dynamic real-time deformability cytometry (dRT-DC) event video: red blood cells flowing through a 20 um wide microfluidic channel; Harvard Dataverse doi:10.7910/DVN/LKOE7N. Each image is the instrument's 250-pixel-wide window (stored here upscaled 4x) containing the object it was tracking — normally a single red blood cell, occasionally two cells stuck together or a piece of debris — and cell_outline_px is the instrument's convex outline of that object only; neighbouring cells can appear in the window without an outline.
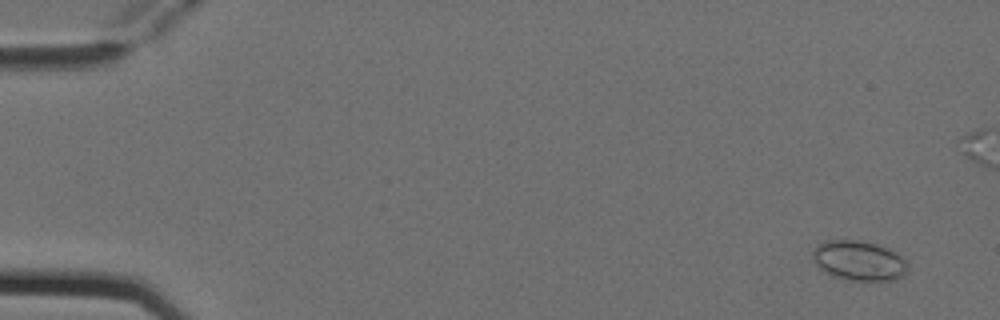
{"species": "Egyptian fruit bat (a non-hibernating species)", "species_latin": "Rousettus aegyptiacus", "temperature_condition": "cold", "stored_images_in_passage": 9, "camera_frame_rate_fps": 3000, "um_per_image_px": 0.085, "animal": {"sex": "female"}, "frame": {"image": 1, "passage_image": 1, "time_ms": 0.0, "image_size_px": [1000, 320], "cell_outline_px": [[908, 264], [904, 272], [896, 280], [852, 280], [832, 276], [824, 272], [816, 264], [812, 256], [812, 252], [824, 240], [860, 240], [876, 244], [888, 248], [896, 252]], "centroid_in_image_um": [72.98, 22.14], "position_along_channel_um": 12.0, "area_um2": 21.85}}
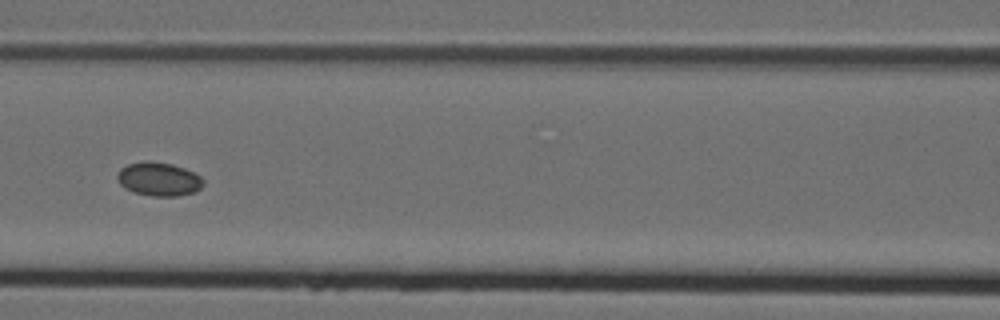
{"frame": {"image": 2, "passage_image": 7, "time_ms": 2.0, "image_size_px": [1000, 320], "cell_outline_px": [[204, 184], [196, 192], [176, 196], [152, 196], [132, 192], [124, 188], [116, 180], [116, 176], [120, 168], [128, 164], [144, 160], [148, 160], [172, 164], [184, 168], [200, 176], [204, 180]], "centroid_in_image_um": [13.47, 15.22], "position_along_channel_um": 153.1, "area_um2": 17.11}}
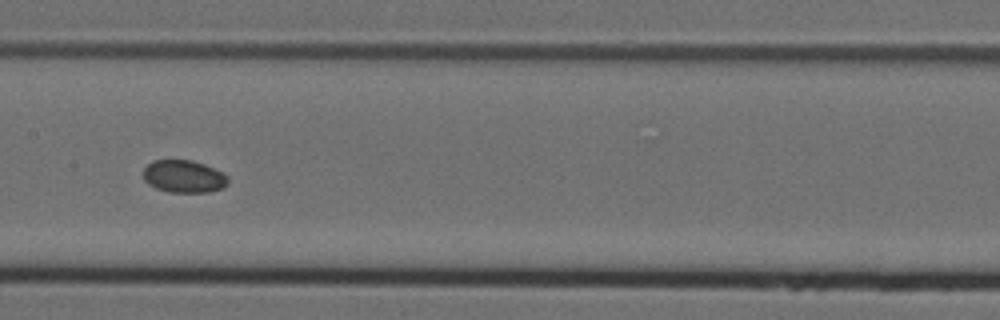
{"frame": {"image": 3, "passage_image": 8, "time_ms": 2.333, "image_size_px": [1000, 320], "cell_outline_px": [[228, 184], [224, 188], [208, 192], [168, 192], [156, 188], [148, 184], [144, 180], [144, 168], [152, 160], [192, 160], [204, 164], [228, 176]], "centroid_in_image_um": [15.62, 15.0], "position_along_channel_um": 191.8, "area_um2": 16.07}}